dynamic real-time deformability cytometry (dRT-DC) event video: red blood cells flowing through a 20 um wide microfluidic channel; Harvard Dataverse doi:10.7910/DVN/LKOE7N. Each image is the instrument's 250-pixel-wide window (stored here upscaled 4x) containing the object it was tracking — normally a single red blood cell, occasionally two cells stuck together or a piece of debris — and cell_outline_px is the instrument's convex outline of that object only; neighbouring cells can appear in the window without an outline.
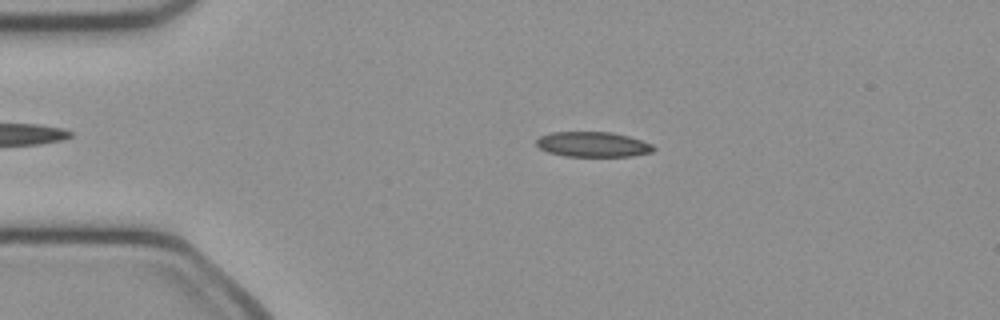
{"species": "common noctule bat (a hibernating species)", "species_latin": "Nyctalus noctula", "temperature_condition": "cold", "stored_images_in_passage": 37, "camera_frame_rate_fps": 3000, "um_per_image_px": 0.085, "animal": {"sex": "female", "body_mass_g": 21.9}, "frame": {"image": 1, "passage_image": 3, "time_ms": 0.667, "image_size_px": [1000, 320], "cell_outline_px": [[656, 148], [652, 152], [632, 156], [564, 156], [548, 152], [540, 148], [536, 144], [536, 140], [540, 136], [552, 132], [612, 132], [628, 136], [652, 144]], "centroid_in_image_um": [50.39, 12.27], "position_along_channel_um": 34.6, "area_um2": 17.11}}
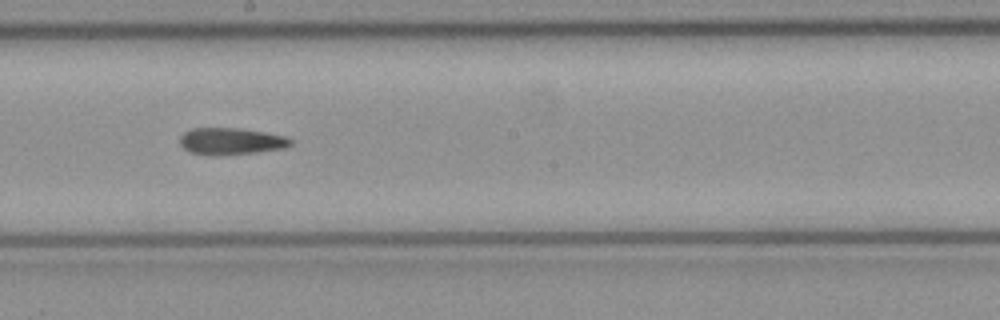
{"frame": {"image": 2, "passage_image": 20, "time_ms": 6.333, "image_size_px": [1000, 320], "cell_outline_px": [[292, 144], [284, 148], [256, 152], [216, 156], [212, 156], [192, 152], [184, 148], [180, 144], [180, 136], [184, 132], [192, 128], [240, 128], [264, 132], [284, 136], [292, 140]], "centroid_in_image_um": [19.62, 12.0], "position_along_channel_um": 228.6, "area_um2": 17.28}}
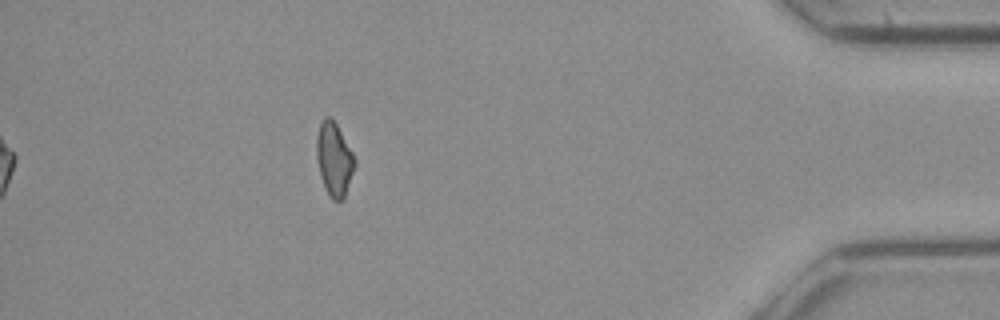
{"frame": {"image": 3, "passage_image": 37, "time_ms": 12.0, "image_size_px": [1000, 320], "cell_outline_px": [[356, 164], [344, 200], [332, 200], [328, 196], [320, 176], [316, 160], [316, 136], [320, 124], [324, 116], [332, 116], [352, 152], [356, 160]], "centroid_in_image_um": [28.39, 13.54], "position_along_channel_um": 406.8, "area_um2": 16.65}, "authors_computed_cell_mechanics": {"area_um2": 17.1666, "velocity_mm_per_s": 4.0945, "shape_relaxation_time_tau1_ms": null, "shape_relaxation_time_tau2_ms": 7.9007, "deformation_change_tau1": null, "deformation_change_tau2": 0.1734}}